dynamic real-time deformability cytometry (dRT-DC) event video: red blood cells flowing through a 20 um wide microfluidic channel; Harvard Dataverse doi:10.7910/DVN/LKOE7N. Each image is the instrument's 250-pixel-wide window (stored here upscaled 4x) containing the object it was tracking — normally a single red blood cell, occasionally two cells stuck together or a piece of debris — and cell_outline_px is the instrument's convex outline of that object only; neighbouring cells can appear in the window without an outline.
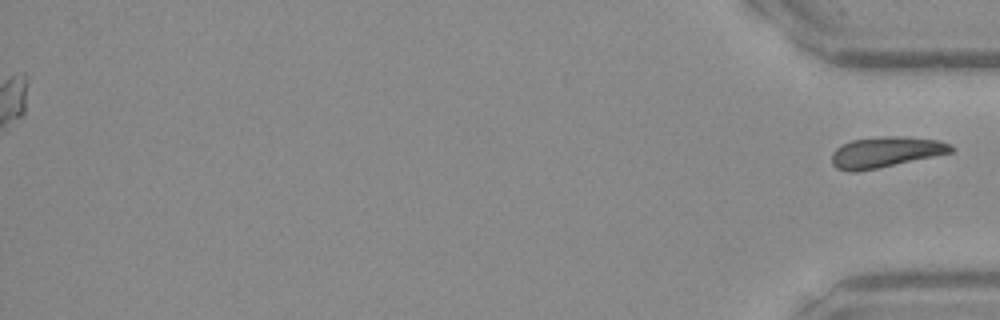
{"species": "Egyptian fruit bat (a non-hibernating species)", "species_latin": "Rousettus aegyptiacus", "temperature_condition": "warm", "stored_images_in_passage": 38, "segment_of_instrument_passage": [2, 2], "camera_frame_rate_fps": 3000, "um_per_image_px": 0.085, "frame": {"image": 1, "passage_image": 38, "time_ms": 12.333, "image_size_px": [1000, 320], "cell_outline_px": [[956, 148], [952, 152], [876, 168], [856, 172], [848, 172], [836, 168], [832, 164], [832, 152], [836, 148], [852, 140], [884, 136], [900, 136], [936, 140], [952, 144]], "centroid_in_image_um": [75.26, 12.93], "position_along_channel_um": 359.9, "area_um2": 21.1}}